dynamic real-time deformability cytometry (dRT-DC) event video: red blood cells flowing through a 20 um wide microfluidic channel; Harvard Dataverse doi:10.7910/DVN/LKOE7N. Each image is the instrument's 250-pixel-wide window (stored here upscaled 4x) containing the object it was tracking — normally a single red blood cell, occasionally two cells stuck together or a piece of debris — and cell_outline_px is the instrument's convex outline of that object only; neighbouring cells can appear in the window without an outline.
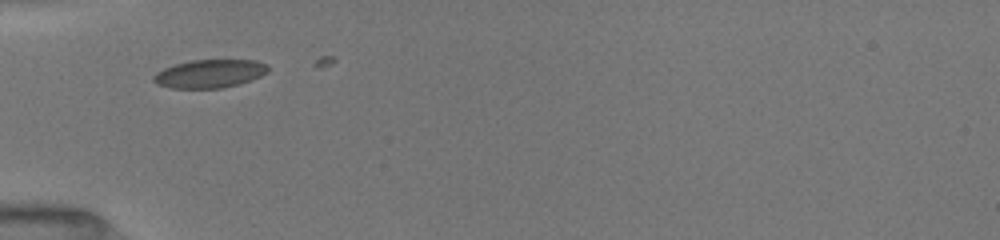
{"species": "common noctule bat (a hibernating species)", "species_latin": "Nyctalus noctula", "temperature_condition": "room temperature", "stored_images_in_passage": 3, "camera_frame_rate_fps": 3000, "um_per_image_px": 0.085, "animal": {"sex": "female", "body_mass_g": 19.5, "forearm_length_mm": 54.1}, "frame": {"image": 1, "passage_image": 1, "time_ms": 0.0, "image_size_px": [1000, 240], "cell_outline_px": [[268, 72], [260, 76], [236, 84], [220, 88], [168, 88], [156, 84], [152, 80], [152, 76], [156, 72], [164, 68], [176, 64], [192, 60], [256, 60], [268, 64]], "centroid_in_image_um": [17.78, 6.26], "position_along_channel_um": 67.2, "area_um2": 18.79}}